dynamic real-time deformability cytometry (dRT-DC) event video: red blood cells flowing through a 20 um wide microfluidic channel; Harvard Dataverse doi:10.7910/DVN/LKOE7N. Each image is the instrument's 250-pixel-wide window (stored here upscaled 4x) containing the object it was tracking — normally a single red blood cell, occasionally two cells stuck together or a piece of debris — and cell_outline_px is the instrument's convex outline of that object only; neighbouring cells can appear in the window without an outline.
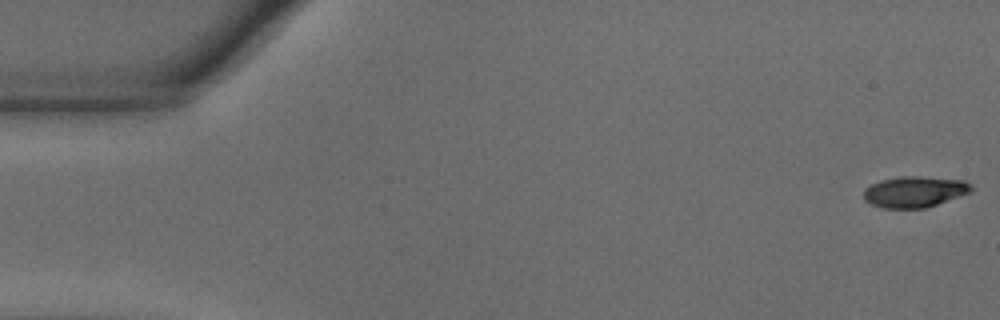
{"species": "common noctule bat (a hibernating species)", "species_latin": "Nyctalus noctula", "temperature_condition": "warm", "stored_images_in_passage": 7, "camera_frame_rate_fps": 3000, "um_per_image_px": 0.085, "animal": {"sex": "male", "body_mass_g": 18.8}, "frame": {"image": 1, "passage_image": 1, "time_ms": 0.0, "image_size_px": [1000, 320], "cell_outline_px": [[972, 192], [924, 208], [884, 208], [872, 204], [864, 200], [864, 188], [880, 180], [900, 176], [920, 176], [964, 180], [972, 188]], "centroid_in_image_um": [77.72, 16.29], "position_along_channel_um": 7.3, "area_um2": 19.36}}